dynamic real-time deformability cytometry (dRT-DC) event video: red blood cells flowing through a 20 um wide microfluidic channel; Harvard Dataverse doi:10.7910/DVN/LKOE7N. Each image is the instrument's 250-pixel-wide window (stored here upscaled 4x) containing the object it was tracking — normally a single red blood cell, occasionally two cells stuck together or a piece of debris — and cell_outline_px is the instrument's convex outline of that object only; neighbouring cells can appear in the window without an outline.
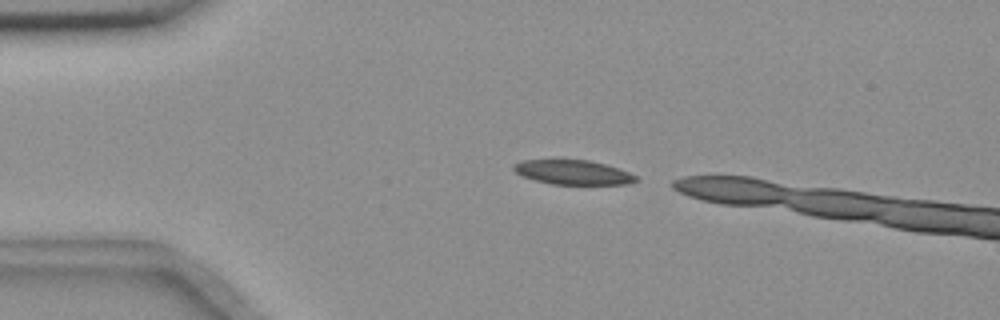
{"species": "common noctule bat (a hibernating species)", "species_latin": "Nyctalus noctula", "temperature_condition": "room temperature", "stored_images_in_passage": 6, "camera_frame_rate_fps": 3000, "um_per_image_px": 0.085, "animal": {"sex": "female", "body_mass_g": 18.4}, "frame": {"image": 1, "passage_image": 2, "time_ms": 0.333, "image_size_px": [1000, 320], "cell_outline_px": [[640, 180], [628, 184], [552, 184], [536, 180], [524, 176], [516, 172], [512, 168], [512, 164], [520, 160], [588, 160], [604, 164], [628, 172], [636, 176]], "centroid_in_image_um": [48.69, 14.64], "position_along_channel_um": 36.3, "area_um2": 17.22}}